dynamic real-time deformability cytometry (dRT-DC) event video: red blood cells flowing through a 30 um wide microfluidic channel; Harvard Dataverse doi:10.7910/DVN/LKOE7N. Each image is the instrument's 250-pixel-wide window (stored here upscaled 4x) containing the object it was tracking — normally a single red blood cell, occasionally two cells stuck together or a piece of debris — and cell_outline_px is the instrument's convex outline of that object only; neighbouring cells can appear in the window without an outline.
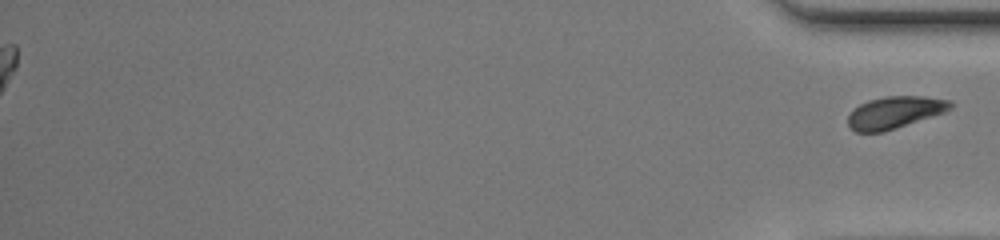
{"species": "common noctule bat (a hibernating species)", "species_latin": "Nyctalus noctula", "temperature_condition": "warm", "stored_images_in_passage": 43, "segment_of_instrument_passage": [2, 2], "camera_frame_rate_fps": 3000, "um_per_image_px": 0.085, "animal": {"sex": "female", "body_mass_g": 20.0, "forearm_length_mm": 54.0}, "frame": {"image": 1, "passage_image": 43, "time_ms": 14.0, "image_size_px": [1000, 240], "cell_outline_px": [[952, 108], [948, 112], [884, 132], [856, 132], [848, 124], [848, 116], [860, 104], [868, 100], [884, 96], [924, 96], [952, 100]], "centroid_in_image_um": [76.13, 9.55], "position_along_channel_um": 359.1, "area_um2": 19.36}}